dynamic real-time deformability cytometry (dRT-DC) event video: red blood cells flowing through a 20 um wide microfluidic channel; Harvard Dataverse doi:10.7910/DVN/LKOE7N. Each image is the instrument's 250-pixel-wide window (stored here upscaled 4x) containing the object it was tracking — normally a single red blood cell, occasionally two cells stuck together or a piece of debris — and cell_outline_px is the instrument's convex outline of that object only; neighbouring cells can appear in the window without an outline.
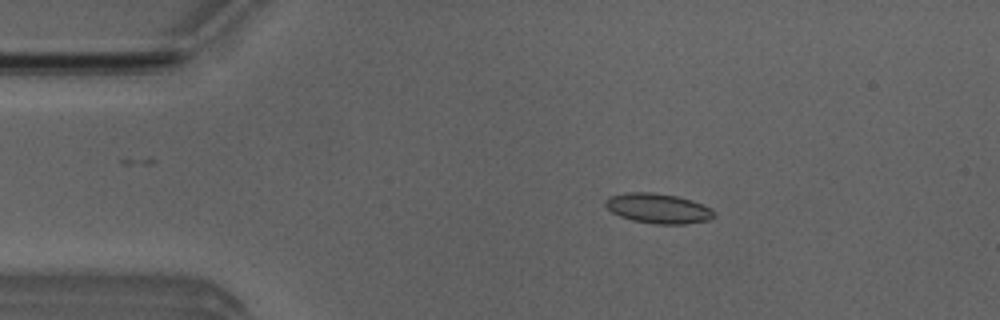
{"species": "Egyptian fruit bat (a non-hibernating species)", "species_latin": "Rousettus aegyptiacus", "temperature_condition": "room temperature", "stored_images_in_passage": 51, "camera_frame_rate_fps": 3000, "um_per_image_px": 0.085, "animal": {"sex": "male"}, "frame": {"image": 1, "passage_image": 9, "time_ms": 2.667, "image_size_px": [1000, 320], "cell_outline_px": [[716, 212], [708, 220], [684, 224], [656, 224], [632, 220], [620, 216], [612, 212], [604, 204], [604, 200], [612, 196], [628, 192], [652, 192], [676, 196], [692, 200], [712, 208]], "centroid_in_image_um": [55.95, 17.71], "position_along_channel_um": 29.1, "area_um2": 18.84}}
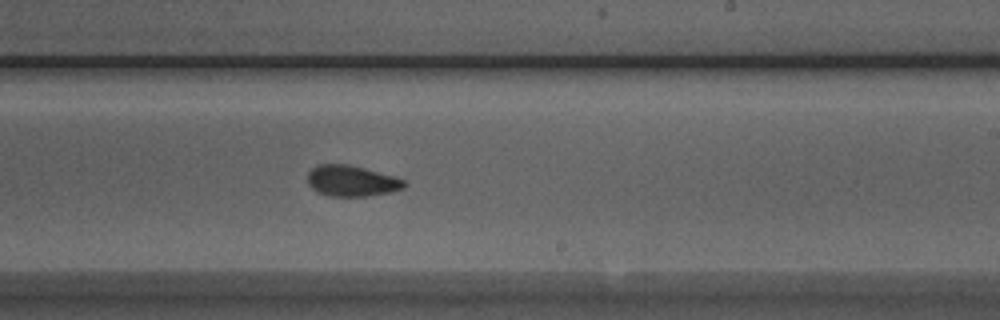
{"frame": {"image": 2, "passage_image": 30, "time_ms": 9.667, "image_size_px": [1000, 320], "cell_outline_px": [[408, 184], [404, 188], [392, 192], [368, 196], [332, 196], [316, 192], [308, 184], [308, 172], [316, 164], [348, 164], [364, 168], [392, 176], [404, 180]], "centroid_in_image_um": [29.88, 15.38], "position_along_channel_um": 259.1, "area_um2": 17.46}}
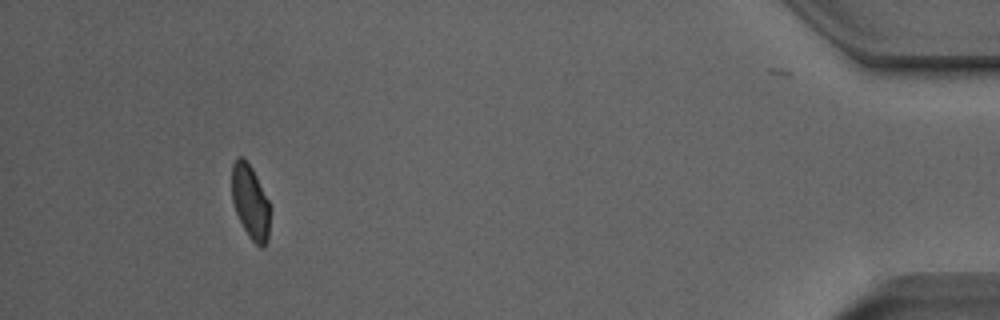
{"frame": {"image": 3, "passage_image": 47, "time_ms": 15.333, "image_size_px": [1000, 320], "cell_outline_px": [[272, 208], [268, 240], [264, 248], [260, 248], [248, 236], [236, 212], [232, 200], [232, 164], [240, 156], [244, 156], [252, 168]], "centroid_in_image_um": [21.32, 17.2], "position_along_channel_um": 413.9, "area_um2": 16.76}, "authors_computed_cell_mechanics": {"area_um2": 17.7446, "velocity_mm_per_s": 3.996, "shape_relaxation_time_tau1_ms": 8.2269, "shape_relaxation_time_tau2_ms": 1.6857, "deformation_change_tau1": 0.1544, "deformation_change_tau2": 0.0707}}